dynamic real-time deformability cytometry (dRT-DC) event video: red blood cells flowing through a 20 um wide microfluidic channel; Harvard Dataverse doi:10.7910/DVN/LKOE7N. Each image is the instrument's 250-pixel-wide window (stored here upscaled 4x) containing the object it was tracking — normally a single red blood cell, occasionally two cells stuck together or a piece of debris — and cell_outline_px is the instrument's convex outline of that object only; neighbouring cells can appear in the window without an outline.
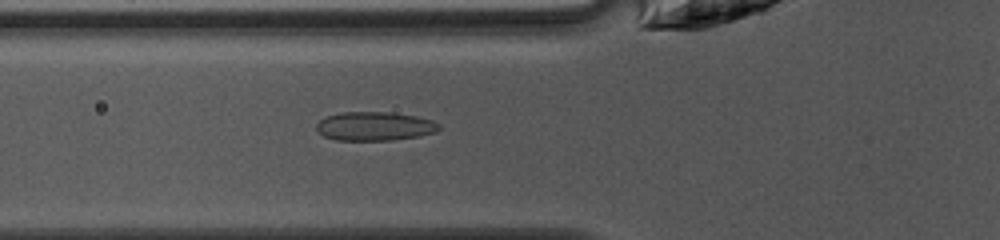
{"species": "common noctule bat (a hibernating species)", "species_latin": "Nyctalus noctula", "temperature_condition": "warm", "stored_images_in_passage": 29, "camera_frame_rate_fps": 3000, "um_per_image_px": 0.085, "animal": {"sex": "female", "body_mass_g": 10.0, "forearm_length_mm": 53.1}, "frame": {"image": 1, "passage_image": 8, "time_ms": 2.333, "image_size_px": [1000, 240], "cell_outline_px": [[440, 128], [436, 132], [420, 136], [392, 140], [336, 140], [324, 136], [316, 128], [316, 124], [320, 120], [328, 116], [340, 112], [388, 112], [416, 116], [432, 120], [440, 124]], "centroid_in_image_um": [31.87, 10.73], "position_along_channel_um": 93.9, "area_um2": 20.58}}
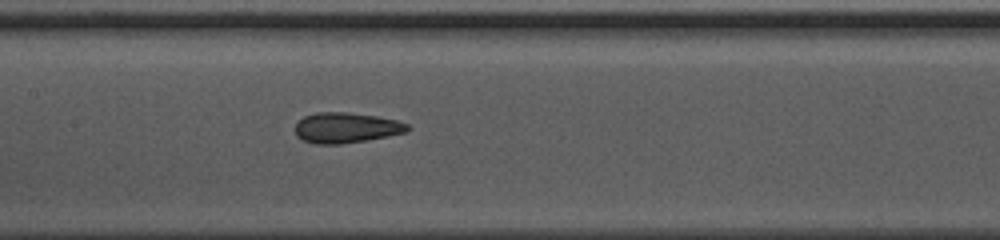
{"frame": {"image": 2, "passage_image": 14, "time_ms": 4.333, "image_size_px": [1000, 240], "cell_outline_px": [[408, 132], [388, 136], [340, 144], [316, 144], [304, 140], [296, 136], [296, 124], [304, 116], [316, 112], [344, 112], [376, 116], [396, 120], [408, 124]], "centroid_in_image_um": [29.41, 10.85], "position_along_channel_um": 178.0, "area_um2": 19.71}}
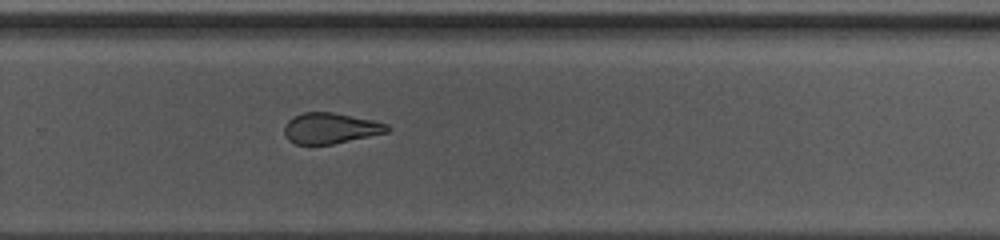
{"frame": {"image": 3, "passage_image": 23, "time_ms": 7.333, "image_size_px": [1000, 240], "cell_outline_px": [[392, 128], [388, 132], [332, 144], [296, 144], [288, 140], [284, 136], [284, 128], [288, 120], [292, 116], [304, 112], [332, 112], [372, 120], [388, 124]], "centroid_in_image_um": [28.07, 10.89], "position_along_channel_um": 301.7, "area_um2": 18.44}, "authors_computed_cell_mechanics": {"area_um2": 19.8254, "velocity_mm_per_s": 4.1423, "shape_relaxation_time_tau1_ms": 3.7081, "shape_relaxation_time_tau2_ms": 2.1414, "deformation_change_tau1": 0.1452, "deformation_change_tau2": 0.0855}}